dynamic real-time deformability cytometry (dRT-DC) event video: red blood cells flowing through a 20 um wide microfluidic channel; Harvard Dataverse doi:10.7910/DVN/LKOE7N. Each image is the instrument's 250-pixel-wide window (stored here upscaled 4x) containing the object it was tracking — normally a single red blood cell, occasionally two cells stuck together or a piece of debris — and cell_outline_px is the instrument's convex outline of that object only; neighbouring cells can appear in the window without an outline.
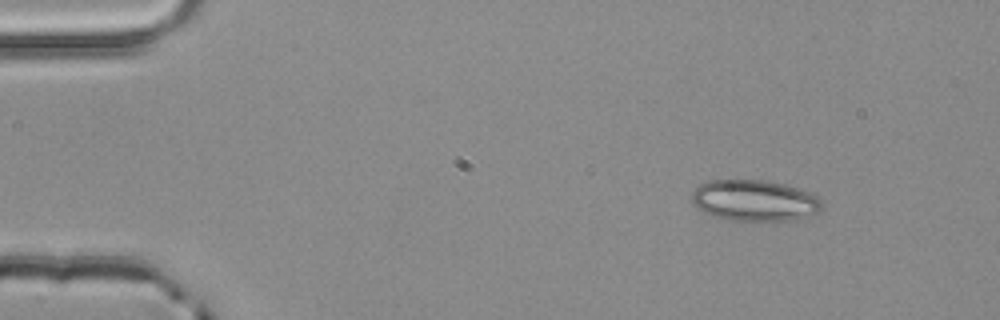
{"species": "common noctule bat (a hibernating species)", "species_latin": "Nyctalus noctula", "temperature_condition": "room temperature", "stored_images_in_passage": 3, "camera_frame_rate_fps": 3000, "um_per_image_px": 0.085, "animal": {"sex": "male", "body_mass_g": 20.4}, "frame": {"image": 1, "passage_image": 1, "time_ms": 0.0, "image_size_px": [1000, 320], "cell_outline_px": [[820, 212], [788, 220], [732, 220], [712, 216], [704, 212], [692, 204], [692, 192], [700, 184], [708, 180], [764, 180], [784, 184], [808, 192], [816, 196], [820, 200]], "centroid_in_image_um": [64.07, 17.03], "position_along_channel_um": 20.9, "area_um2": 30.81}}